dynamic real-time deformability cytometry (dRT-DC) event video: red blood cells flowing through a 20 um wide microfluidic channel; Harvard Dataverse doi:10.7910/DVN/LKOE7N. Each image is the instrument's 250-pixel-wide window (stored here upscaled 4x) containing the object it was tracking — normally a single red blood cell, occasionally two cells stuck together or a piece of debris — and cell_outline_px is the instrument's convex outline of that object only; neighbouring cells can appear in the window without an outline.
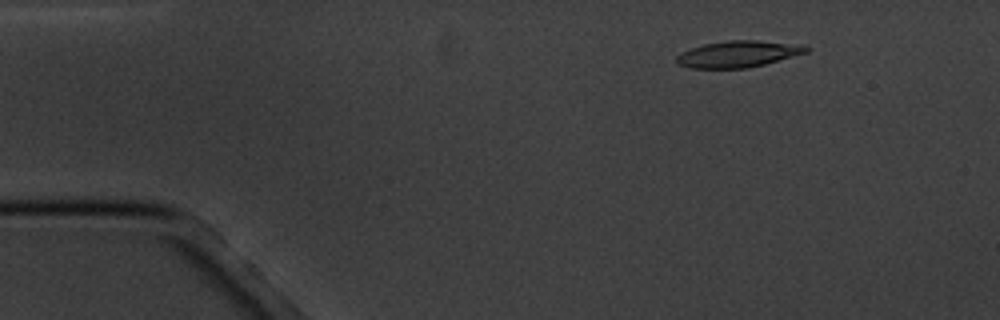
{"species": "common noctule bat (a hibernating species)", "species_latin": "Nyctalus noctula", "temperature_condition": "cold", "stored_images_in_passage": 16, "camera_frame_rate_fps": 3000, "um_per_image_px": 0.085, "animal": {"sex": "male", "body_mass_g": 20.1, "forearm_length_mm": 53.5}, "frame": {"image": 1, "passage_image": 2, "time_ms": 1.333, "image_size_px": [1000, 320], "cell_outline_px": [[812, 48], [808, 52], [764, 64], [748, 68], [688, 68], [680, 64], [676, 60], [676, 56], [680, 52], [704, 44], [728, 40], [756, 40]], "centroid_in_image_um": [62.66, 4.6], "position_along_channel_um": 22.3, "area_um2": 19.54}}
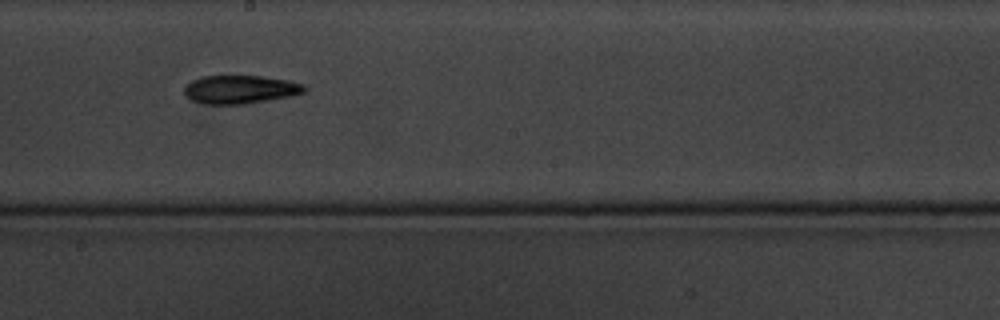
{"frame": {"image": 2, "passage_image": 9, "time_ms": 9.333, "image_size_px": [1000, 320], "cell_outline_px": [[308, 88], [304, 92], [288, 96], [244, 104], [208, 104], [192, 100], [184, 96], [184, 88], [192, 80], [204, 76], [260, 76], [288, 80], [304, 84]], "centroid_in_image_um": [20.41, 7.6], "position_along_channel_um": 227.8, "area_um2": 19.65}}
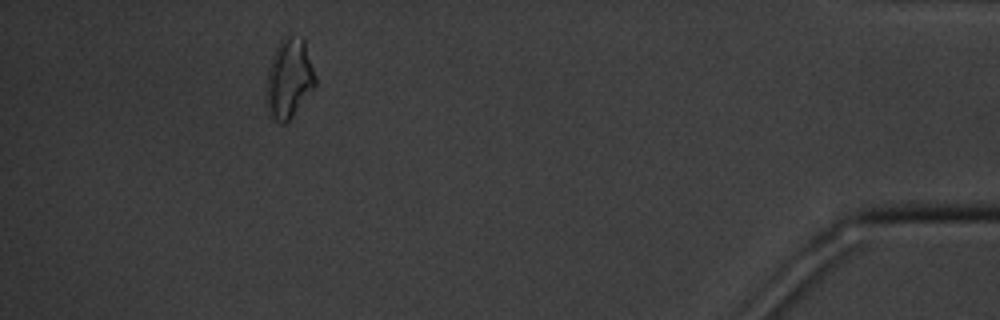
{"frame": {"image": 3, "passage_image": 15, "time_ms": 16.333, "image_size_px": [1000, 320], "cell_outline_px": [[316, 84], [292, 116], [284, 124], [280, 124], [268, 116], [264, 96], [268, 68], [272, 56], [280, 40], [284, 36], [304, 36], [316, 76]], "centroid_in_image_um": [24.54, 6.67], "position_along_channel_um": 410.7, "area_um2": 23.24}, "authors_computed_cell_mechanics": {"area_um2": 19.6809, "velocity_mm_per_s": 3.4428, "shape_relaxation_time_tau1_ms": 5.4693, "shape_relaxation_time_tau2_ms": 3.6581, "deformation_change_tau1": 0.1467, "deformation_change_tau2": 0.1021}}